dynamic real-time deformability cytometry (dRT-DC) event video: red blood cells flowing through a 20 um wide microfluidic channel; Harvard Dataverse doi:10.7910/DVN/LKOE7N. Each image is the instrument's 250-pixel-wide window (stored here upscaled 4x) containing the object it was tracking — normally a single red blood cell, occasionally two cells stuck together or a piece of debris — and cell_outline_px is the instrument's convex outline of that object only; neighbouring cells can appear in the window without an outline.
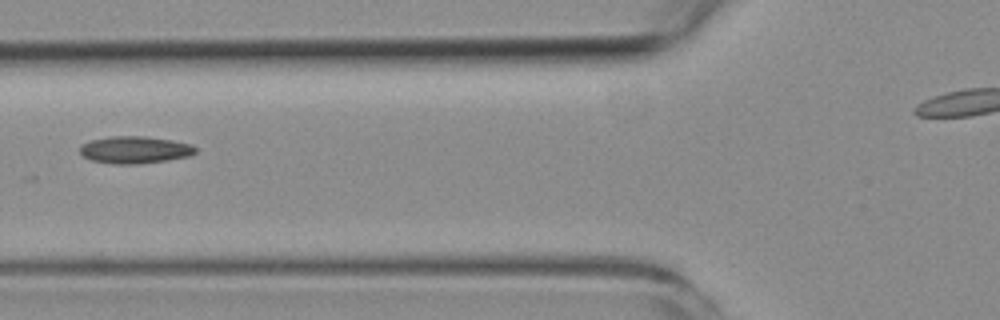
{"species": "common noctule bat (a hibernating species)", "species_latin": "Nyctalus noctula", "temperature_condition": "room temperature", "stored_images_in_passage": 4, "camera_frame_rate_fps": 3000, "um_per_image_px": 0.085, "animal": {"sex": "female", "body_mass_g": 19.3, "forearm_length_mm": 54.1}, "frame": {"image": 1, "passage_image": 4, "time_ms": 3.667, "image_size_px": [1000, 320], "cell_outline_px": [[196, 152], [192, 156], [168, 160], [136, 164], [112, 164], [92, 160], [84, 156], [80, 152], [80, 144], [92, 140], [112, 136], [144, 136], [172, 140], [192, 144], [196, 148]], "centroid_in_image_um": [11.49, 12.73], "position_along_channel_um": 114.3, "area_um2": 18.38}}